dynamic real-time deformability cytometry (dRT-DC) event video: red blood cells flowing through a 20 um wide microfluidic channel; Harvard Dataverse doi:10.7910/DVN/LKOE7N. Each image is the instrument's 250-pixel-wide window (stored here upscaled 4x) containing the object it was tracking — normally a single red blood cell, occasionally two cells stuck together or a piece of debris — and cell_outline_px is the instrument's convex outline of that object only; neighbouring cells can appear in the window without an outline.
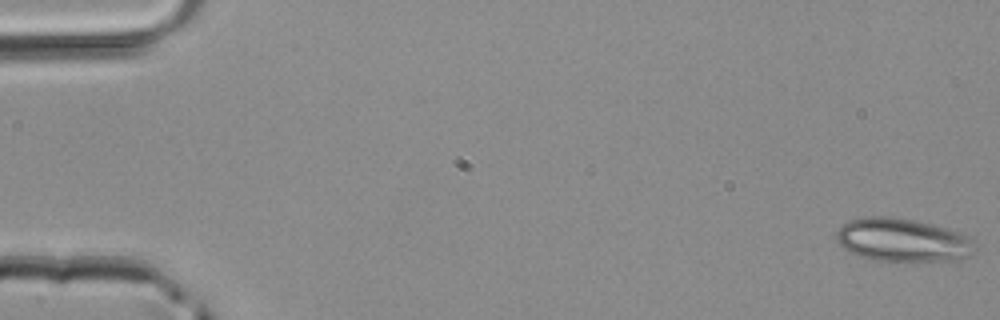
{"species": "common noctule bat (a hibernating species)", "species_latin": "Nyctalus noctula", "temperature_condition": "room temperature", "stored_images_in_passage": 5, "segment_of_instrument_passage": [1, 2], "camera_frame_rate_fps": 3000, "um_per_image_px": 0.085, "animal": {"sex": "male", "body_mass_g": 20.4}, "frame": {"image": 1, "passage_image": 1, "time_ms": 0.0, "image_size_px": [1000, 320], "cell_outline_px": [[976, 252], [972, 256], [956, 260], [880, 260], [860, 256], [844, 248], [836, 240], [836, 232], [848, 220], [864, 216], [888, 216], [912, 220], [948, 228], [972, 236]], "centroid_in_image_um": [76.77, 20.39], "position_along_channel_um": 8.2, "area_um2": 34.85}}